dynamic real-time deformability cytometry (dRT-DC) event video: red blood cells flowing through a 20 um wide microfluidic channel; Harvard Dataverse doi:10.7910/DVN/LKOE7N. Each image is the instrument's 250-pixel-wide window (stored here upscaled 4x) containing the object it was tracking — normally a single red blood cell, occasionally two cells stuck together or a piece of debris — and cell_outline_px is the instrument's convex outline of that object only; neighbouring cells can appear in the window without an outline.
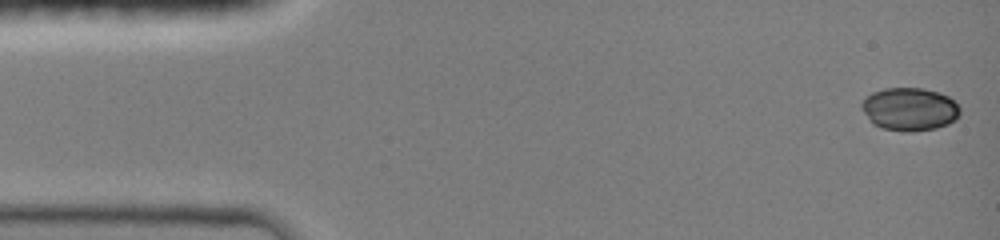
{"species": "common noctule bat (a hibernating species)", "species_latin": "Nyctalus noctula", "temperature_condition": "room temperature", "stored_images_in_passage": 65, "camera_frame_rate_fps": 3000, "um_per_image_px": 0.085, "animal": {"sex": "female", "body_mass_g": 19.0, "forearm_length_mm": 51.5}, "frame": {"image": 1, "passage_image": 1, "time_ms": 0.0, "image_size_px": [1000, 240], "cell_outline_px": [[960, 116], [956, 120], [948, 124], [936, 128], [912, 132], [904, 132], [880, 128], [872, 124], [860, 108], [860, 104], [872, 92], [884, 88], [924, 88], [940, 92], [948, 96], [960, 108]], "centroid_in_image_um": [77.31, 9.29], "position_along_channel_um": 7.7, "area_um2": 25.03}}
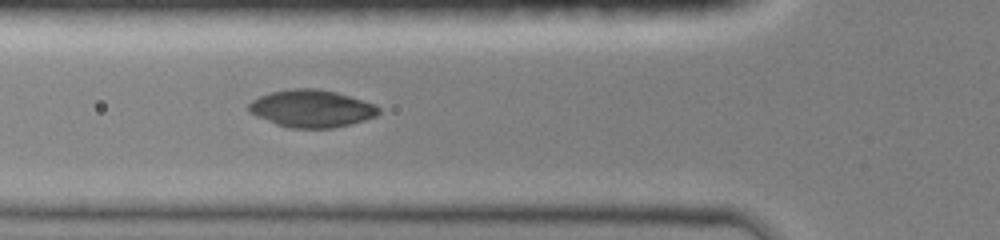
{"frame": {"image": 2, "passage_image": 46, "time_ms": 5.0, "image_size_px": [1000, 240], "cell_outline_px": [[380, 112], [376, 116], [364, 120], [332, 128], [292, 128], [276, 124], [256, 116], [248, 112], [248, 104], [252, 100], [260, 96], [272, 92], [292, 88], [320, 88], [336, 92], [376, 104], [380, 108]], "centroid_in_image_um": [26.48, 9.22], "position_along_channel_um": 99.3, "area_um2": 28.32}}
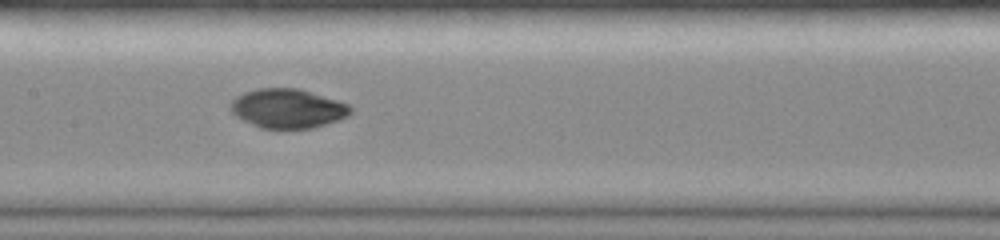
{"frame": {"image": 3, "passage_image": 64, "time_ms": 7.0, "image_size_px": [1000, 240], "cell_outline_px": [[352, 112], [348, 116], [340, 120], [312, 128], [260, 128], [236, 116], [228, 108], [232, 100], [236, 96], [244, 92], [256, 88], [296, 88], [336, 100], [348, 104], [352, 108]], "centroid_in_image_um": [24.43, 9.22], "position_along_channel_um": 183.0, "area_um2": 27.34}}